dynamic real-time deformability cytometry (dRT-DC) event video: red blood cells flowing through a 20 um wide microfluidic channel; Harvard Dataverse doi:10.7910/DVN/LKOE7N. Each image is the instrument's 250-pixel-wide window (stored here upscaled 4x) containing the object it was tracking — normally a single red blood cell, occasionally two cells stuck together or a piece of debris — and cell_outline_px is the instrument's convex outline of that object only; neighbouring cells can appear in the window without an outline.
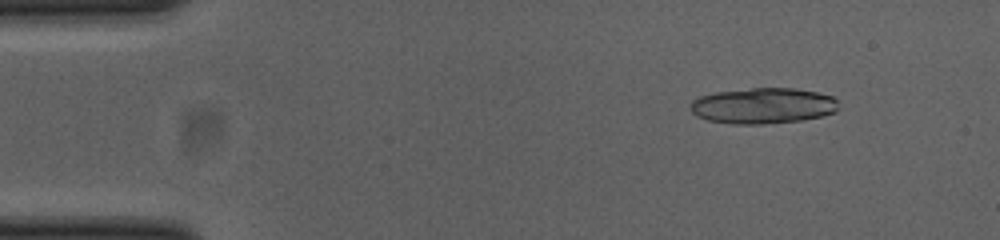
{"species": "common noctule bat (a hibernating species)", "species_latin": "Nyctalus noctula", "temperature_condition": "cold", "stored_images_in_passage": 17, "camera_frame_rate_fps": 3000, "um_per_image_px": 0.085, "animal": {"sex": "female", "body_mass_g": 23.0, "forearm_length_mm": 53.4}, "frame": {"image": 1, "passage_image": 6, "time_ms": 1.667, "image_size_px": [1000, 240], "cell_outline_px": [[840, 108], [836, 112], [820, 116], [800, 120], [760, 124], [732, 124], [708, 120], [696, 116], [688, 108], [688, 104], [692, 100], [700, 96], [716, 92], [752, 88], [796, 88], [816, 92], [832, 96], [836, 100]], "centroid_in_image_um": [64.83, 8.98], "position_along_channel_um": 20.2, "area_um2": 31.04}}